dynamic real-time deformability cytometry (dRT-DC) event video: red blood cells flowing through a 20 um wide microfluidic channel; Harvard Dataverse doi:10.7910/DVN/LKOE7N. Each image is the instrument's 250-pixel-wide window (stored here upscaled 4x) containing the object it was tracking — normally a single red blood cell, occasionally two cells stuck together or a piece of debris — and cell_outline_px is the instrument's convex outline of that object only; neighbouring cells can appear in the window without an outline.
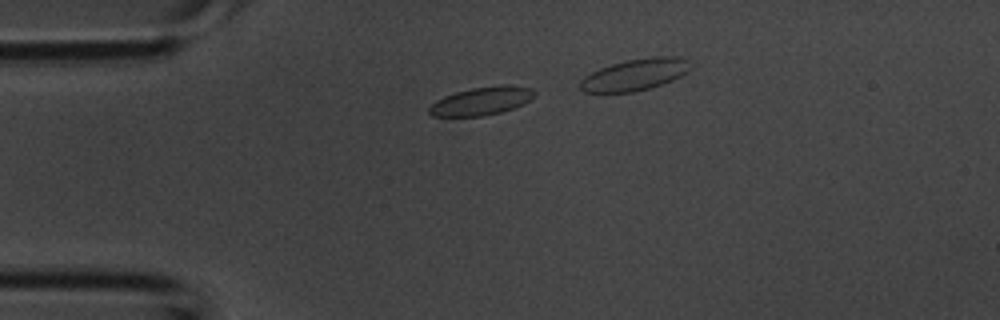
{"species": "common noctule bat (a hibernating species)", "species_latin": "Nyctalus noctula", "temperature_condition": "room temperature", "stored_images_in_passage": 13, "camera_frame_rate_fps": 3000, "um_per_image_px": 0.085, "animal": {"sex": "male", "body_mass_g": 20.1, "forearm_length_mm": 53.5}, "frame": {"image": 1, "passage_image": 6, "time_ms": 1.667, "image_size_px": [1000, 320], "cell_outline_px": [[536, 92], [528, 100], [512, 108], [500, 112], [484, 116], [432, 116], [428, 112], [428, 108], [436, 100], [444, 96], [456, 92], [472, 88], [500, 84], [508, 84], [532, 88]], "centroid_in_image_um": [40.9, 8.57], "position_along_channel_um": 44.1, "area_um2": 17.17}}